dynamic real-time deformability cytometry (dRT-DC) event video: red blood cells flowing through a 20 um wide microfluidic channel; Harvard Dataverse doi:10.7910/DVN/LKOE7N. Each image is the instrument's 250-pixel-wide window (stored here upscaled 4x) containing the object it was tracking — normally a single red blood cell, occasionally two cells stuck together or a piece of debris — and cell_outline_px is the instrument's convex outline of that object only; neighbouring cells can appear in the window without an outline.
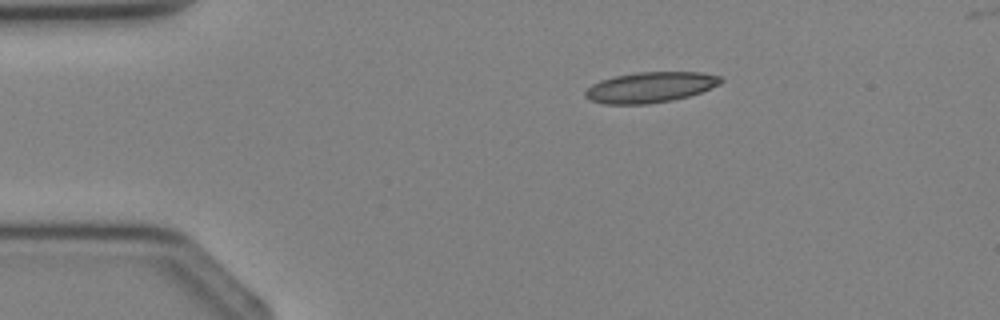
{"species": "Egyptian fruit bat (a non-hibernating species)", "species_latin": "Rousettus aegyptiacus", "temperature_condition": "cold", "stored_images_in_passage": 2, "camera_frame_rate_fps": 3000, "um_per_image_px": 0.085, "animal": {"sex": "female"}, "frame": {"image": 1, "passage_image": 1, "time_ms": 0.0, "image_size_px": [1000, 320], "cell_outline_px": [[724, 80], [720, 84], [700, 92], [688, 96], [672, 100], [648, 104], [604, 104], [592, 100], [584, 96], [584, 92], [592, 84], [600, 80], [616, 76], [636, 72], [700, 72], [720, 76]], "centroid_in_image_um": [55.27, 7.41], "position_along_channel_um": 29.7, "area_um2": 24.04}}